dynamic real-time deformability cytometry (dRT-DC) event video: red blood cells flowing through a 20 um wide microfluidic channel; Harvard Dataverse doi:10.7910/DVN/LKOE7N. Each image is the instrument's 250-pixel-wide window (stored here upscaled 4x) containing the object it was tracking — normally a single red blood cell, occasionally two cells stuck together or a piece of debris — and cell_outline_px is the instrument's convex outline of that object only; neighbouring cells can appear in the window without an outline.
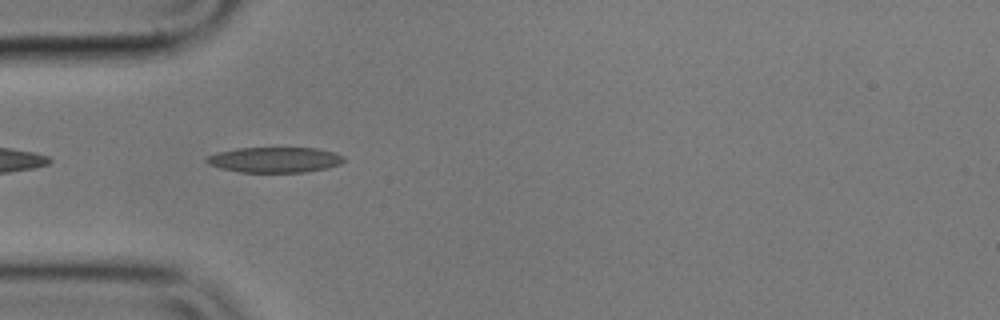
{"species": "common noctule bat (a hibernating species)", "species_latin": "Nyctalus noctula", "temperature_condition": "cold", "stored_images_in_passage": 41, "camera_frame_rate_fps": 3000, "um_per_image_px": 0.085, "animal": {"sex": "male", "body_mass_g": 17.9}, "frame": {"image": 1, "passage_image": 2, "time_ms": 0.333, "image_size_px": [1000, 320], "cell_outline_px": [[344, 160], [340, 164], [328, 168], [304, 172], [240, 172], [208, 164], [204, 160], [208, 156], [216, 152], [236, 148], [316, 148], [336, 152], [344, 156]], "centroid_in_image_um": [23.38, 13.57], "position_along_channel_um": 61.6, "area_um2": 20.35}}
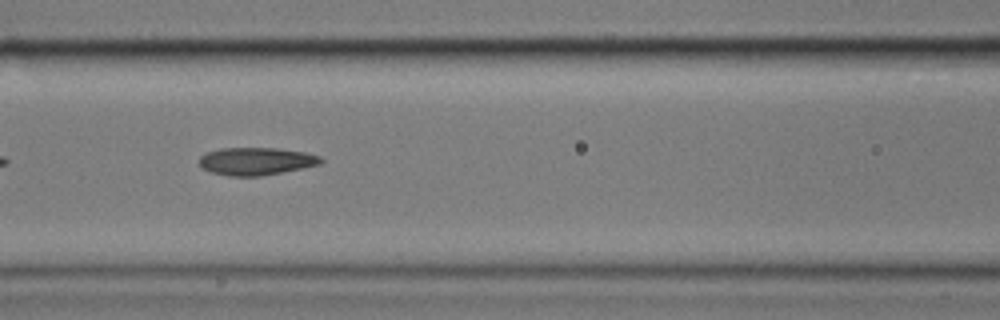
{"frame": {"image": 2, "passage_image": 9, "time_ms": 2.667, "image_size_px": [1000, 320], "cell_outline_px": [[324, 160], [320, 164], [260, 176], [228, 176], [212, 172], [204, 168], [200, 164], [200, 156], [208, 152], [220, 148], [276, 148], [304, 152], [320, 156]], "centroid_in_image_um": [21.77, 13.7], "position_along_channel_um": 144.8, "area_um2": 19.31}}
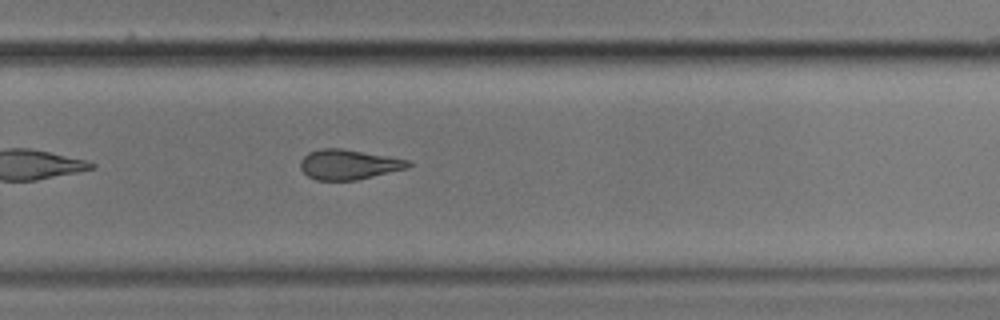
{"frame": {"image": 3, "passage_image": 22, "time_ms": 7.0, "image_size_px": [1000, 320], "cell_outline_px": [[412, 164], [408, 168], [356, 180], [316, 180], [308, 176], [300, 168], [300, 160], [308, 152], [320, 148], [340, 148], [408, 160]], "centroid_in_image_um": [29.59, 13.98], "position_along_channel_um": 300.2, "area_um2": 18.67}, "authors_computed_cell_mechanics": {"area_um2": 19.8832, "velocity_mm_per_s": 3.6001, "shape_relaxation_time_tau1_ms": 7.5549, "shape_relaxation_time_tau2_ms": 2.6749, "deformation_change_tau1": 0.2047, "deformation_change_tau2": 0.1161}}